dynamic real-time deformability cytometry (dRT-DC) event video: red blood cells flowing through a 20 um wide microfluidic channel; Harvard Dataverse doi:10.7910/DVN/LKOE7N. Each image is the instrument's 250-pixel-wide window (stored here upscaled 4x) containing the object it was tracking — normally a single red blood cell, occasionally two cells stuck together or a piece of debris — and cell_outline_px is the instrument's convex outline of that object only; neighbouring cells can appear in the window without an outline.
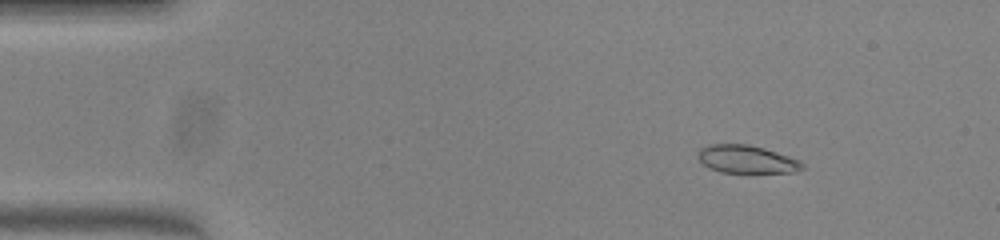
{"species": "common noctule bat (a hibernating species)", "species_latin": "Nyctalus noctula", "temperature_condition": "warm", "stored_images_in_passage": 50, "camera_frame_rate_fps": 3000, "um_per_image_px": 0.085, "animal": {"sex": "female", "body_mass_g": 23.0, "forearm_length_mm": 53.4}, "frame": {"image": 1, "passage_image": 6, "time_ms": 1.667, "image_size_px": [1000, 240], "cell_outline_px": [[804, 168], [792, 172], [720, 172], [708, 168], [696, 156], [696, 152], [700, 148], [708, 144], [748, 144], [764, 148], [800, 160], [804, 164]], "centroid_in_image_um": [63.42, 13.53], "position_along_channel_um": 21.6, "area_um2": 16.99}}
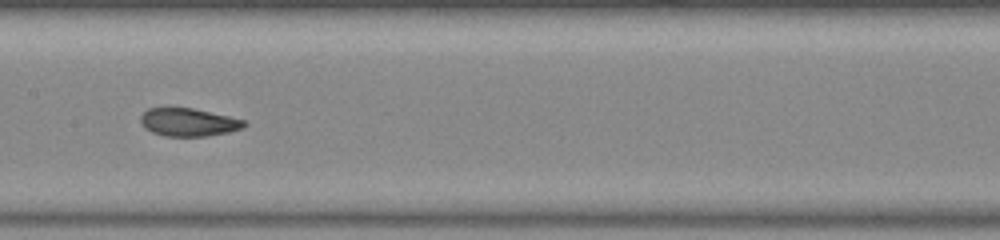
{"frame": {"image": 2, "passage_image": 25, "time_ms": 8.0, "image_size_px": [1000, 240], "cell_outline_px": [[248, 124], [244, 128], [228, 132], [208, 136], [164, 136], [152, 132], [144, 128], [140, 120], [140, 116], [148, 108], [192, 108], [228, 116], [244, 120]], "centroid_in_image_um": [16.02, 10.4], "position_along_channel_um": 191.4, "area_um2": 16.88}}
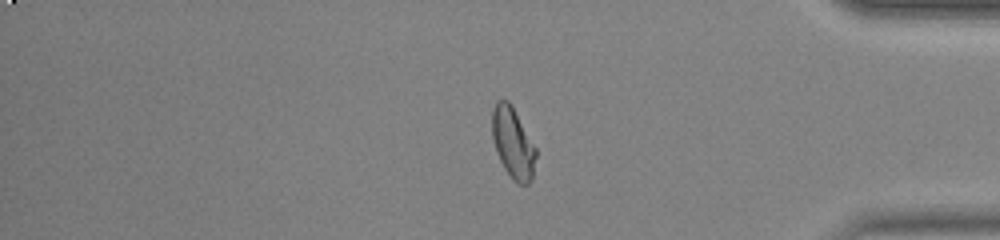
{"frame": {"image": 3, "passage_image": 42, "time_ms": 13.667, "image_size_px": [1000, 240], "cell_outline_px": [[536, 156], [532, 180], [528, 184], [516, 184], [512, 180], [504, 168], [496, 152], [492, 136], [492, 108], [496, 100], [508, 100], [512, 104], [536, 148]], "centroid_in_image_um": [43.59, 12.15], "position_along_channel_um": 391.6, "area_um2": 18.32}, "authors_computed_cell_mechanics": {"area_um2": 17.8891, "velocity_mm_per_s": 3.991, "shape_relaxation_time_tau1_ms": 6.1072, "shape_relaxation_time_tau2_ms": 0.9933, "deformation_change_tau1": 0.209, "deformation_change_tau2": 0.05}}